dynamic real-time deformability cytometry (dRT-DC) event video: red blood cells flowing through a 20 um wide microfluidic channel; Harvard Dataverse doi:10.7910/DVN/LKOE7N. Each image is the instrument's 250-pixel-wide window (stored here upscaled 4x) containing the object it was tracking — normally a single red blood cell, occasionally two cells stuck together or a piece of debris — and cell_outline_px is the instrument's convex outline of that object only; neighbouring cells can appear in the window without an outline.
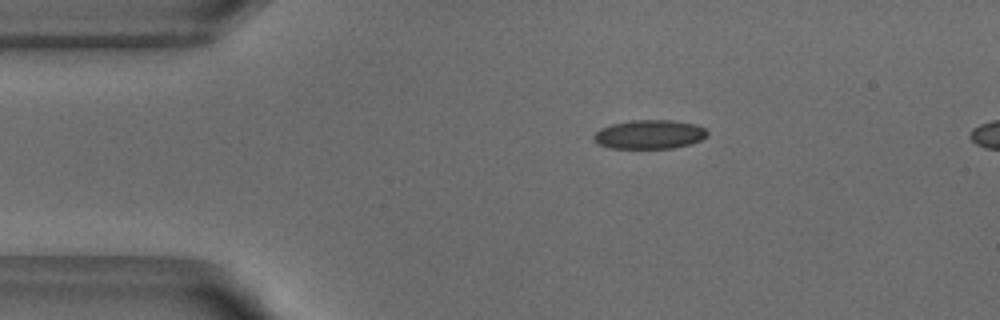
{"species": "common noctule bat (a hibernating species)", "species_latin": "Nyctalus noctula", "temperature_condition": "warm", "stored_images_in_passage": 42, "camera_frame_rate_fps": 3000, "um_per_image_px": 0.085, "animal": {"sex": "male", "body_mass_g": 18.8}, "frame": {"image": 1, "passage_image": 1, "time_ms": 0.0, "image_size_px": [1000, 320], "cell_outline_px": [[708, 132], [700, 140], [692, 144], [672, 148], [612, 148], [600, 144], [592, 140], [592, 136], [600, 128], [612, 124], [632, 120], [672, 120], [696, 124], [704, 128]], "centroid_in_image_um": [55.19, 11.42], "position_along_channel_um": 29.8, "area_um2": 19.13}}
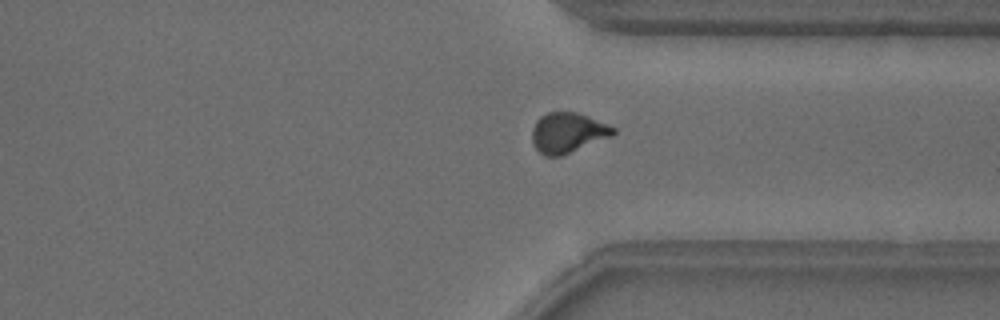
{"frame": {"image": 2, "passage_image": 30, "time_ms": 9.667, "image_size_px": [1000, 320], "cell_outline_px": [[616, 132], [612, 136], [560, 156], [544, 156], [532, 144], [532, 128], [536, 120], [540, 116], [548, 112], [576, 112], [588, 116], [616, 128]], "centroid_in_image_um": [48.24, 11.27], "position_along_channel_um": 363.2, "area_um2": 18.96}}
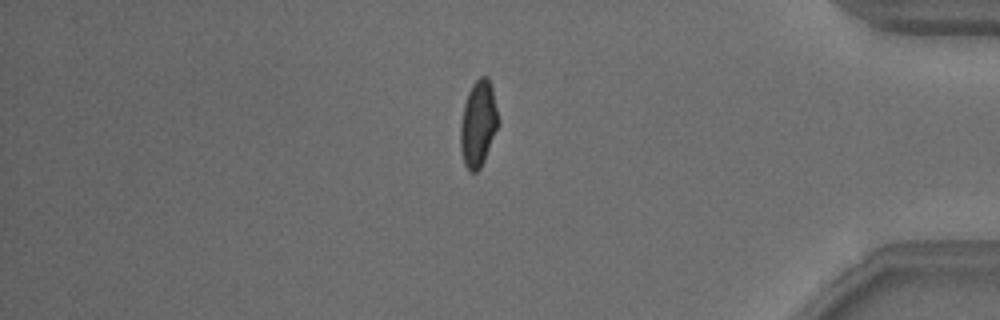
{"frame": {"image": 3, "passage_image": 35, "time_ms": 11.333, "image_size_px": [1000, 320], "cell_outline_px": [[500, 124], [484, 160], [480, 168], [476, 172], [468, 172], [464, 164], [460, 148], [460, 124], [464, 104], [468, 92], [472, 84], [480, 76], [488, 76], [492, 88], [500, 120]], "centroid_in_image_um": [40.66, 10.52], "position_along_channel_um": 394.5, "area_um2": 19.31}, "authors_computed_cell_mechanics": {"area_um2": 19.0451, "velocity_mm_per_s": 3.8752, "shape_relaxation_time_tau1_ms": 3.997, "shape_relaxation_time_tau2_ms": 1.0991, "deformation_change_tau1": 0.1226, "deformation_change_tau2": 0.0529}}